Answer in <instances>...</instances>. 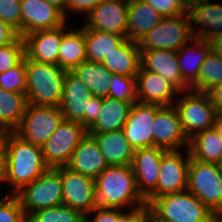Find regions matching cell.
Instances as JSON below:
<instances>
[{
  "label": "cell",
  "mask_w": 222,
  "mask_h": 222,
  "mask_svg": "<svg viewBox=\"0 0 222 222\" xmlns=\"http://www.w3.org/2000/svg\"><path fill=\"white\" fill-rule=\"evenodd\" d=\"M1 134L6 159L4 185L9 189L6 194L15 195L49 167L44 162L42 147L23 140L14 132Z\"/></svg>",
  "instance_id": "obj_1"
},
{
  "label": "cell",
  "mask_w": 222,
  "mask_h": 222,
  "mask_svg": "<svg viewBox=\"0 0 222 222\" xmlns=\"http://www.w3.org/2000/svg\"><path fill=\"white\" fill-rule=\"evenodd\" d=\"M98 207L127 212L147 208L139 193L131 165L108 166L95 178Z\"/></svg>",
  "instance_id": "obj_2"
},
{
  "label": "cell",
  "mask_w": 222,
  "mask_h": 222,
  "mask_svg": "<svg viewBox=\"0 0 222 222\" xmlns=\"http://www.w3.org/2000/svg\"><path fill=\"white\" fill-rule=\"evenodd\" d=\"M26 99L37 106H59L67 70L59 65L39 63L25 55Z\"/></svg>",
  "instance_id": "obj_3"
},
{
  "label": "cell",
  "mask_w": 222,
  "mask_h": 222,
  "mask_svg": "<svg viewBox=\"0 0 222 222\" xmlns=\"http://www.w3.org/2000/svg\"><path fill=\"white\" fill-rule=\"evenodd\" d=\"M151 222H212L213 213L190 191L156 197L148 206Z\"/></svg>",
  "instance_id": "obj_4"
},
{
  "label": "cell",
  "mask_w": 222,
  "mask_h": 222,
  "mask_svg": "<svg viewBox=\"0 0 222 222\" xmlns=\"http://www.w3.org/2000/svg\"><path fill=\"white\" fill-rule=\"evenodd\" d=\"M59 107L64 120L78 122L88 130L98 119L102 98L93 96L72 71H67Z\"/></svg>",
  "instance_id": "obj_5"
},
{
  "label": "cell",
  "mask_w": 222,
  "mask_h": 222,
  "mask_svg": "<svg viewBox=\"0 0 222 222\" xmlns=\"http://www.w3.org/2000/svg\"><path fill=\"white\" fill-rule=\"evenodd\" d=\"M174 106L189 139L196 133L217 125L219 113L205 92L190 89L181 91Z\"/></svg>",
  "instance_id": "obj_6"
},
{
  "label": "cell",
  "mask_w": 222,
  "mask_h": 222,
  "mask_svg": "<svg viewBox=\"0 0 222 222\" xmlns=\"http://www.w3.org/2000/svg\"><path fill=\"white\" fill-rule=\"evenodd\" d=\"M26 219L37 211L63 204L61 166L49 168L15 194Z\"/></svg>",
  "instance_id": "obj_7"
},
{
  "label": "cell",
  "mask_w": 222,
  "mask_h": 222,
  "mask_svg": "<svg viewBox=\"0 0 222 222\" xmlns=\"http://www.w3.org/2000/svg\"><path fill=\"white\" fill-rule=\"evenodd\" d=\"M187 190L212 213L222 211V176L216 163L202 162L191 157Z\"/></svg>",
  "instance_id": "obj_8"
},
{
  "label": "cell",
  "mask_w": 222,
  "mask_h": 222,
  "mask_svg": "<svg viewBox=\"0 0 222 222\" xmlns=\"http://www.w3.org/2000/svg\"><path fill=\"white\" fill-rule=\"evenodd\" d=\"M188 13L163 17L144 37L138 41L140 50L178 51L193 38Z\"/></svg>",
  "instance_id": "obj_9"
},
{
  "label": "cell",
  "mask_w": 222,
  "mask_h": 222,
  "mask_svg": "<svg viewBox=\"0 0 222 222\" xmlns=\"http://www.w3.org/2000/svg\"><path fill=\"white\" fill-rule=\"evenodd\" d=\"M64 120L59 106L27 103L20 125L14 131L23 140L42 147Z\"/></svg>",
  "instance_id": "obj_10"
},
{
  "label": "cell",
  "mask_w": 222,
  "mask_h": 222,
  "mask_svg": "<svg viewBox=\"0 0 222 222\" xmlns=\"http://www.w3.org/2000/svg\"><path fill=\"white\" fill-rule=\"evenodd\" d=\"M185 151L167 150L163 153L157 187L145 198L147 206L156 197L187 189L191 154L189 149Z\"/></svg>",
  "instance_id": "obj_11"
},
{
  "label": "cell",
  "mask_w": 222,
  "mask_h": 222,
  "mask_svg": "<svg viewBox=\"0 0 222 222\" xmlns=\"http://www.w3.org/2000/svg\"><path fill=\"white\" fill-rule=\"evenodd\" d=\"M87 130L78 122L63 120L42 146L43 159L49 168L66 166Z\"/></svg>",
  "instance_id": "obj_12"
},
{
  "label": "cell",
  "mask_w": 222,
  "mask_h": 222,
  "mask_svg": "<svg viewBox=\"0 0 222 222\" xmlns=\"http://www.w3.org/2000/svg\"><path fill=\"white\" fill-rule=\"evenodd\" d=\"M63 204L78 210L83 215L98 207L95 179L61 166Z\"/></svg>",
  "instance_id": "obj_13"
},
{
  "label": "cell",
  "mask_w": 222,
  "mask_h": 222,
  "mask_svg": "<svg viewBox=\"0 0 222 222\" xmlns=\"http://www.w3.org/2000/svg\"><path fill=\"white\" fill-rule=\"evenodd\" d=\"M129 0H105L82 20L83 28L120 34L127 38Z\"/></svg>",
  "instance_id": "obj_14"
},
{
  "label": "cell",
  "mask_w": 222,
  "mask_h": 222,
  "mask_svg": "<svg viewBox=\"0 0 222 222\" xmlns=\"http://www.w3.org/2000/svg\"><path fill=\"white\" fill-rule=\"evenodd\" d=\"M153 126V146L167 150L189 148L190 139L185 134L181 119L174 105H156Z\"/></svg>",
  "instance_id": "obj_15"
},
{
  "label": "cell",
  "mask_w": 222,
  "mask_h": 222,
  "mask_svg": "<svg viewBox=\"0 0 222 222\" xmlns=\"http://www.w3.org/2000/svg\"><path fill=\"white\" fill-rule=\"evenodd\" d=\"M64 14L46 0H21V37L68 24Z\"/></svg>",
  "instance_id": "obj_16"
},
{
  "label": "cell",
  "mask_w": 222,
  "mask_h": 222,
  "mask_svg": "<svg viewBox=\"0 0 222 222\" xmlns=\"http://www.w3.org/2000/svg\"><path fill=\"white\" fill-rule=\"evenodd\" d=\"M73 26L64 25L48 30H40L25 35V55L35 62L58 65L62 37Z\"/></svg>",
  "instance_id": "obj_17"
},
{
  "label": "cell",
  "mask_w": 222,
  "mask_h": 222,
  "mask_svg": "<svg viewBox=\"0 0 222 222\" xmlns=\"http://www.w3.org/2000/svg\"><path fill=\"white\" fill-rule=\"evenodd\" d=\"M135 78L138 101L142 103L171 106L181 92L173 83L142 66Z\"/></svg>",
  "instance_id": "obj_18"
},
{
  "label": "cell",
  "mask_w": 222,
  "mask_h": 222,
  "mask_svg": "<svg viewBox=\"0 0 222 222\" xmlns=\"http://www.w3.org/2000/svg\"><path fill=\"white\" fill-rule=\"evenodd\" d=\"M156 105L142 102L132 104L124 125L126 139L134 150L153 146V126Z\"/></svg>",
  "instance_id": "obj_19"
},
{
  "label": "cell",
  "mask_w": 222,
  "mask_h": 222,
  "mask_svg": "<svg viewBox=\"0 0 222 222\" xmlns=\"http://www.w3.org/2000/svg\"><path fill=\"white\" fill-rule=\"evenodd\" d=\"M165 151V149L156 146L134 151L131 166L137 189L144 199L157 187L161 158Z\"/></svg>",
  "instance_id": "obj_20"
},
{
  "label": "cell",
  "mask_w": 222,
  "mask_h": 222,
  "mask_svg": "<svg viewBox=\"0 0 222 222\" xmlns=\"http://www.w3.org/2000/svg\"><path fill=\"white\" fill-rule=\"evenodd\" d=\"M194 37L205 40L222 35V3L202 0L188 9Z\"/></svg>",
  "instance_id": "obj_21"
},
{
  "label": "cell",
  "mask_w": 222,
  "mask_h": 222,
  "mask_svg": "<svg viewBox=\"0 0 222 222\" xmlns=\"http://www.w3.org/2000/svg\"><path fill=\"white\" fill-rule=\"evenodd\" d=\"M108 166L95 138L89 133L81 139L66 165L72 171L90 176L93 179Z\"/></svg>",
  "instance_id": "obj_22"
},
{
  "label": "cell",
  "mask_w": 222,
  "mask_h": 222,
  "mask_svg": "<svg viewBox=\"0 0 222 222\" xmlns=\"http://www.w3.org/2000/svg\"><path fill=\"white\" fill-rule=\"evenodd\" d=\"M141 66L153 71L173 83L180 91L189 90L182 82L181 70L177 61V51L141 50Z\"/></svg>",
  "instance_id": "obj_23"
},
{
  "label": "cell",
  "mask_w": 222,
  "mask_h": 222,
  "mask_svg": "<svg viewBox=\"0 0 222 222\" xmlns=\"http://www.w3.org/2000/svg\"><path fill=\"white\" fill-rule=\"evenodd\" d=\"M210 51L208 40L197 37H193L177 51L182 82L188 88L198 80L200 67Z\"/></svg>",
  "instance_id": "obj_24"
},
{
  "label": "cell",
  "mask_w": 222,
  "mask_h": 222,
  "mask_svg": "<svg viewBox=\"0 0 222 222\" xmlns=\"http://www.w3.org/2000/svg\"><path fill=\"white\" fill-rule=\"evenodd\" d=\"M109 166L132 165L134 149L124 130L91 134Z\"/></svg>",
  "instance_id": "obj_25"
},
{
  "label": "cell",
  "mask_w": 222,
  "mask_h": 222,
  "mask_svg": "<svg viewBox=\"0 0 222 222\" xmlns=\"http://www.w3.org/2000/svg\"><path fill=\"white\" fill-rule=\"evenodd\" d=\"M102 64L112 74L136 77L141 67V50L138 42L126 38L105 57Z\"/></svg>",
  "instance_id": "obj_26"
},
{
  "label": "cell",
  "mask_w": 222,
  "mask_h": 222,
  "mask_svg": "<svg viewBox=\"0 0 222 222\" xmlns=\"http://www.w3.org/2000/svg\"><path fill=\"white\" fill-rule=\"evenodd\" d=\"M110 97L102 98V107L97 121L87 130L89 134H99L122 130L128 119L132 104Z\"/></svg>",
  "instance_id": "obj_27"
},
{
  "label": "cell",
  "mask_w": 222,
  "mask_h": 222,
  "mask_svg": "<svg viewBox=\"0 0 222 222\" xmlns=\"http://www.w3.org/2000/svg\"><path fill=\"white\" fill-rule=\"evenodd\" d=\"M163 16L143 0H129L127 38L138 42Z\"/></svg>",
  "instance_id": "obj_28"
},
{
  "label": "cell",
  "mask_w": 222,
  "mask_h": 222,
  "mask_svg": "<svg viewBox=\"0 0 222 222\" xmlns=\"http://www.w3.org/2000/svg\"><path fill=\"white\" fill-rule=\"evenodd\" d=\"M194 160L218 163L222 159V136L217 126L196 133L189 142Z\"/></svg>",
  "instance_id": "obj_29"
},
{
  "label": "cell",
  "mask_w": 222,
  "mask_h": 222,
  "mask_svg": "<svg viewBox=\"0 0 222 222\" xmlns=\"http://www.w3.org/2000/svg\"><path fill=\"white\" fill-rule=\"evenodd\" d=\"M87 60L85 28L73 27L62 37L61 46L58 55V65L72 71L83 61Z\"/></svg>",
  "instance_id": "obj_30"
},
{
  "label": "cell",
  "mask_w": 222,
  "mask_h": 222,
  "mask_svg": "<svg viewBox=\"0 0 222 222\" xmlns=\"http://www.w3.org/2000/svg\"><path fill=\"white\" fill-rule=\"evenodd\" d=\"M72 72L87 86L93 96L100 98L108 96L112 73L106 69L102 62L85 60Z\"/></svg>",
  "instance_id": "obj_31"
},
{
  "label": "cell",
  "mask_w": 222,
  "mask_h": 222,
  "mask_svg": "<svg viewBox=\"0 0 222 222\" xmlns=\"http://www.w3.org/2000/svg\"><path fill=\"white\" fill-rule=\"evenodd\" d=\"M26 94L0 87V134L14 132L20 125L27 106Z\"/></svg>",
  "instance_id": "obj_32"
},
{
  "label": "cell",
  "mask_w": 222,
  "mask_h": 222,
  "mask_svg": "<svg viewBox=\"0 0 222 222\" xmlns=\"http://www.w3.org/2000/svg\"><path fill=\"white\" fill-rule=\"evenodd\" d=\"M125 39L126 37L120 34L85 28L87 60L103 62L105 57L114 51Z\"/></svg>",
  "instance_id": "obj_33"
},
{
  "label": "cell",
  "mask_w": 222,
  "mask_h": 222,
  "mask_svg": "<svg viewBox=\"0 0 222 222\" xmlns=\"http://www.w3.org/2000/svg\"><path fill=\"white\" fill-rule=\"evenodd\" d=\"M220 83H222V59L210 51L200 67L198 80L189 89L206 93Z\"/></svg>",
  "instance_id": "obj_34"
},
{
  "label": "cell",
  "mask_w": 222,
  "mask_h": 222,
  "mask_svg": "<svg viewBox=\"0 0 222 222\" xmlns=\"http://www.w3.org/2000/svg\"><path fill=\"white\" fill-rule=\"evenodd\" d=\"M26 222H85V215L62 204L32 213Z\"/></svg>",
  "instance_id": "obj_35"
},
{
  "label": "cell",
  "mask_w": 222,
  "mask_h": 222,
  "mask_svg": "<svg viewBox=\"0 0 222 222\" xmlns=\"http://www.w3.org/2000/svg\"><path fill=\"white\" fill-rule=\"evenodd\" d=\"M108 97L125 102H137L136 78L121 74H112Z\"/></svg>",
  "instance_id": "obj_36"
},
{
  "label": "cell",
  "mask_w": 222,
  "mask_h": 222,
  "mask_svg": "<svg viewBox=\"0 0 222 222\" xmlns=\"http://www.w3.org/2000/svg\"><path fill=\"white\" fill-rule=\"evenodd\" d=\"M0 87L7 91L26 94L25 57L16 66L0 73Z\"/></svg>",
  "instance_id": "obj_37"
},
{
  "label": "cell",
  "mask_w": 222,
  "mask_h": 222,
  "mask_svg": "<svg viewBox=\"0 0 222 222\" xmlns=\"http://www.w3.org/2000/svg\"><path fill=\"white\" fill-rule=\"evenodd\" d=\"M25 57V42L19 37L15 42L0 47V73L19 64Z\"/></svg>",
  "instance_id": "obj_38"
},
{
  "label": "cell",
  "mask_w": 222,
  "mask_h": 222,
  "mask_svg": "<svg viewBox=\"0 0 222 222\" xmlns=\"http://www.w3.org/2000/svg\"><path fill=\"white\" fill-rule=\"evenodd\" d=\"M0 194V222H26L21 203L16 195Z\"/></svg>",
  "instance_id": "obj_39"
},
{
  "label": "cell",
  "mask_w": 222,
  "mask_h": 222,
  "mask_svg": "<svg viewBox=\"0 0 222 222\" xmlns=\"http://www.w3.org/2000/svg\"><path fill=\"white\" fill-rule=\"evenodd\" d=\"M0 19L21 36V0H0Z\"/></svg>",
  "instance_id": "obj_40"
},
{
  "label": "cell",
  "mask_w": 222,
  "mask_h": 222,
  "mask_svg": "<svg viewBox=\"0 0 222 222\" xmlns=\"http://www.w3.org/2000/svg\"><path fill=\"white\" fill-rule=\"evenodd\" d=\"M150 4L163 17H173L188 13L181 0H143Z\"/></svg>",
  "instance_id": "obj_41"
},
{
  "label": "cell",
  "mask_w": 222,
  "mask_h": 222,
  "mask_svg": "<svg viewBox=\"0 0 222 222\" xmlns=\"http://www.w3.org/2000/svg\"><path fill=\"white\" fill-rule=\"evenodd\" d=\"M125 210L96 207L85 216V222H120Z\"/></svg>",
  "instance_id": "obj_42"
},
{
  "label": "cell",
  "mask_w": 222,
  "mask_h": 222,
  "mask_svg": "<svg viewBox=\"0 0 222 222\" xmlns=\"http://www.w3.org/2000/svg\"><path fill=\"white\" fill-rule=\"evenodd\" d=\"M105 0H67L66 4V19L69 17V14H75L85 16L88 14L97 4H100ZM71 12V13H70ZM74 12V13H73Z\"/></svg>",
  "instance_id": "obj_43"
},
{
  "label": "cell",
  "mask_w": 222,
  "mask_h": 222,
  "mask_svg": "<svg viewBox=\"0 0 222 222\" xmlns=\"http://www.w3.org/2000/svg\"><path fill=\"white\" fill-rule=\"evenodd\" d=\"M20 37L19 33L0 19V47L15 42Z\"/></svg>",
  "instance_id": "obj_44"
},
{
  "label": "cell",
  "mask_w": 222,
  "mask_h": 222,
  "mask_svg": "<svg viewBox=\"0 0 222 222\" xmlns=\"http://www.w3.org/2000/svg\"><path fill=\"white\" fill-rule=\"evenodd\" d=\"M120 222H151L148 208H140L127 212Z\"/></svg>",
  "instance_id": "obj_45"
},
{
  "label": "cell",
  "mask_w": 222,
  "mask_h": 222,
  "mask_svg": "<svg viewBox=\"0 0 222 222\" xmlns=\"http://www.w3.org/2000/svg\"><path fill=\"white\" fill-rule=\"evenodd\" d=\"M217 112L222 111V83L215 85L206 92Z\"/></svg>",
  "instance_id": "obj_46"
},
{
  "label": "cell",
  "mask_w": 222,
  "mask_h": 222,
  "mask_svg": "<svg viewBox=\"0 0 222 222\" xmlns=\"http://www.w3.org/2000/svg\"><path fill=\"white\" fill-rule=\"evenodd\" d=\"M5 168H6V159H5V147L3 144L2 134H0V185L4 184L5 180Z\"/></svg>",
  "instance_id": "obj_47"
},
{
  "label": "cell",
  "mask_w": 222,
  "mask_h": 222,
  "mask_svg": "<svg viewBox=\"0 0 222 222\" xmlns=\"http://www.w3.org/2000/svg\"><path fill=\"white\" fill-rule=\"evenodd\" d=\"M208 42L211 46V51L222 59V35L211 37Z\"/></svg>",
  "instance_id": "obj_48"
},
{
  "label": "cell",
  "mask_w": 222,
  "mask_h": 222,
  "mask_svg": "<svg viewBox=\"0 0 222 222\" xmlns=\"http://www.w3.org/2000/svg\"><path fill=\"white\" fill-rule=\"evenodd\" d=\"M48 3L51 5L55 6L58 8L63 14L64 17L66 18V4L67 0H46Z\"/></svg>",
  "instance_id": "obj_49"
},
{
  "label": "cell",
  "mask_w": 222,
  "mask_h": 222,
  "mask_svg": "<svg viewBox=\"0 0 222 222\" xmlns=\"http://www.w3.org/2000/svg\"><path fill=\"white\" fill-rule=\"evenodd\" d=\"M202 0H181V2L183 3V5L189 9L192 5H195L199 2H201Z\"/></svg>",
  "instance_id": "obj_50"
},
{
  "label": "cell",
  "mask_w": 222,
  "mask_h": 222,
  "mask_svg": "<svg viewBox=\"0 0 222 222\" xmlns=\"http://www.w3.org/2000/svg\"><path fill=\"white\" fill-rule=\"evenodd\" d=\"M212 222H222V211L213 213Z\"/></svg>",
  "instance_id": "obj_51"
},
{
  "label": "cell",
  "mask_w": 222,
  "mask_h": 222,
  "mask_svg": "<svg viewBox=\"0 0 222 222\" xmlns=\"http://www.w3.org/2000/svg\"><path fill=\"white\" fill-rule=\"evenodd\" d=\"M216 126L219 128V131H220L221 136H222V111L219 112Z\"/></svg>",
  "instance_id": "obj_52"
},
{
  "label": "cell",
  "mask_w": 222,
  "mask_h": 222,
  "mask_svg": "<svg viewBox=\"0 0 222 222\" xmlns=\"http://www.w3.org/2000/svg\"><path fill=\"white\" fill-rule=\"evenodd\" d=\"M217 167L219 169L220 175L222 176V159L217 163Z\"/></svg>",
  "instance_id": "obj_53"
}]
</instances>
